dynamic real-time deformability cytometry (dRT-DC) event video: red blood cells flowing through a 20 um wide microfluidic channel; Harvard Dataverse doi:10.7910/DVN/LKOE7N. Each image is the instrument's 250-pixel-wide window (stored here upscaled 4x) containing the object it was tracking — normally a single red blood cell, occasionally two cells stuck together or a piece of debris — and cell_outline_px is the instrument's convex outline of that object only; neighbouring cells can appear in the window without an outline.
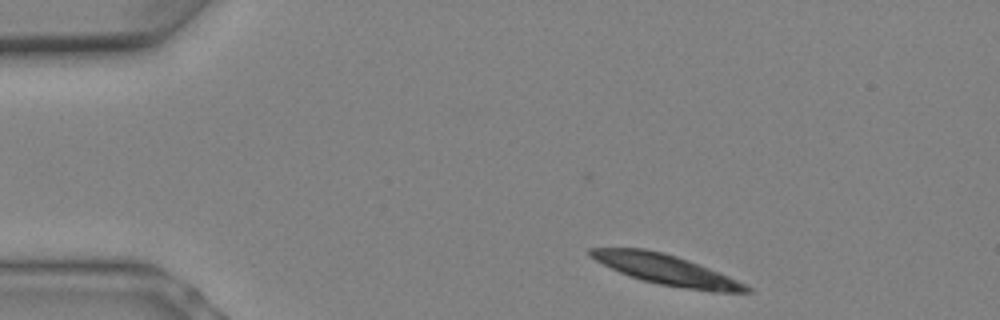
{"species": "Egyptian fruit bat (a non-hibernating species)", "species_latin": "Rousettus aegyptiacus", "temperature_condition": "warm", "stored_images_in_passage": 5, "camera_frame_rate_fps": 3000, "um_per_image_px": 0.085, "animal": {"sex": "female"}, "frame": {"image": 1, "passage_image": 2, "time_ms": 0.333, "image_size_px": [1000, 320], "cell_outline_px": [[752, 292], [712, 292], [660, 284], [640, 280], [628, 276], [588, 256], [588, 248], [644, 248], [664, 252], [688, 260], [728, 276], [752, 288]], "centroid_in_image_um": [56.6, 22.92], "position_along_channel_um": 28.4, "area_um2": 27.11}}